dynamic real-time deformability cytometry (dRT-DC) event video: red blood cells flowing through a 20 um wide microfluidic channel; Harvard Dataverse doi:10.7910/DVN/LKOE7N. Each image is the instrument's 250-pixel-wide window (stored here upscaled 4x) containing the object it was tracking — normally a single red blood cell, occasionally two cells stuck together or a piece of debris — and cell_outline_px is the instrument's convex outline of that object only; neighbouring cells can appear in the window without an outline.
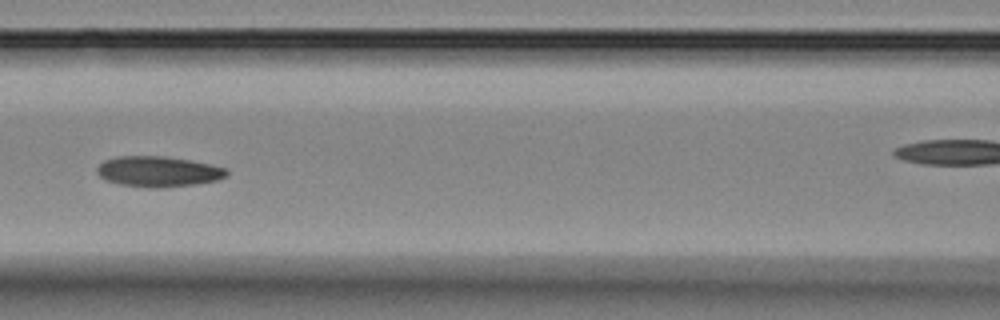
{"species": "Egyptian fruit bat (a non-hibernating species)", "species_latin": "Rousettus aegyptiacus", "temperature_condition": "room temperature", "stored_images_in_passage": 12, "camera_frame_rate_fps": 3000, "um_per_image_px": 0.085, "animal": {"sex": "female"}, "frame": {"image": 1, "passage_image": 4, "time_ms": 4.333, "image_size_px": [1000, 320], "cell_outline_px": [[228, 176], [216, 180], [192, 184], [164, 188], [148, 188], [120, 184], [108, 180], [100, 176], [96, 172], [96, 168], [104, 160], [116, 156], [164, 156], [192, 160], [212, 164], [228, 168]], "centroid_in_image_um": [13.47, 14.57], "position_along_channel_um": 153.1, "area_um2": 23.24}}
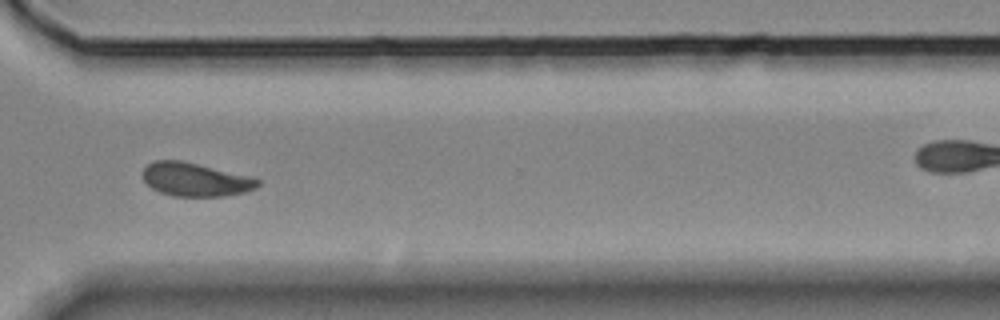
{"frame": {"image": 2, "passage_image": 9, "time_ms": 10.0, "image_size_px": [1000, 320], "cell_outline_px": [[260, 184], [256, 188], [244, 192], [224, 196], [172, 196], [160, 192], [152, 188], [144, 180], [144, 168], [152, 160], [180, 160], [248, 176], [260, 180]], "centroid_in_image_um": [16.59, 15.26], "position_along_channel_um": 354.0, "area_um2": 22.14}, "authors_computed_cell_mechanics": {"area_um2": 22.4264, "velocity_mm_per_s": 3.5547, "shape_relaxation_time_tau1_ms": 4.6376, "shape_relaxation_time_tau2_ms": 5.5741, "deformation_change_tau1": 0.1138, "deformation_change_tau2": 0.0703}}